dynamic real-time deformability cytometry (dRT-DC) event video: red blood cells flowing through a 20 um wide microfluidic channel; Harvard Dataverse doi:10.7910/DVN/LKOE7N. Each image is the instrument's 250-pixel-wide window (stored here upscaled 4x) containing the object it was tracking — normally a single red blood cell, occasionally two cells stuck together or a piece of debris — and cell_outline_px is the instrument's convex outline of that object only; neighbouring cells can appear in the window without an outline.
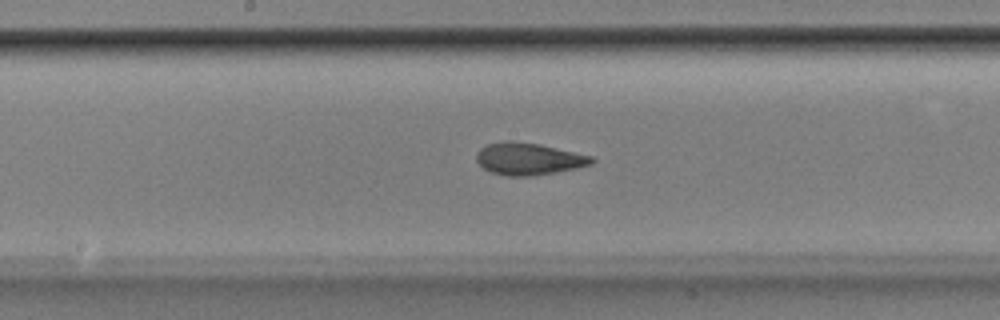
{"species": "Egyptian fruit bat (a non-hibernating species)", "species_latin": "Rousettus aegyptiacus", "temperature_condition": "room temperature", "stored_images_in_passage": 49, "camera_frame_rate_fps": 3000, "um_per_image_px": 0.085, "animal": {"sex": "male"}, "frame": {"image": 1, "passage_image": 24, "time_ms": 7.667, "image_size_px": [1000, 320], "cell_outline_px": [[596, 160], [592, 164], [576, 168], [556, 172], [532, 176], [504, 176], [492, 172], [484, 168], [476, 160], [476, 152], [480, 148], [488, 144], [504, 140], [512, 140], [540, 144], [592, 156]], "centroid_in_image_um": [44.92, 13.49], "position_along_channel_um": 203.3, "area_um2": 21.68}}
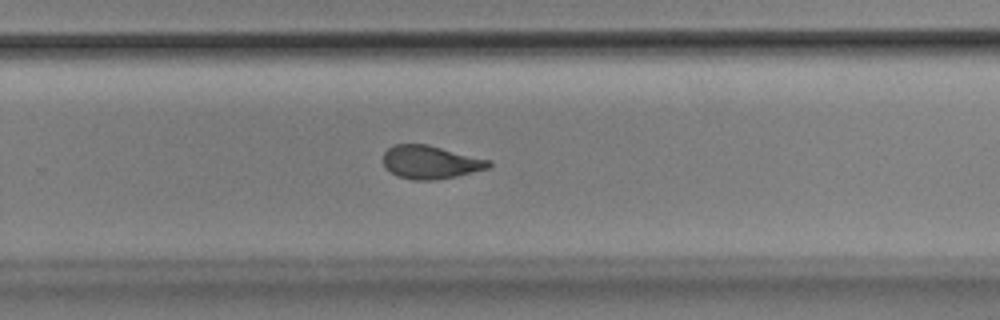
{"frame": {"image": 2, "passage_image": 31, "time_ms": 10.0, "image_size_px": [1000, 320], "cell_outline_px": [[492, 164], [488, 168], [456, 176], [436, 180], [412, 180], [396, 176], [384, 168], [384, 152], [392, 144], [428, 144], [492, 160]], "centroid_in_image_um": [36.58, 13.78], "position_along_channel_um": 293.2, "area_um2": 20.69}}
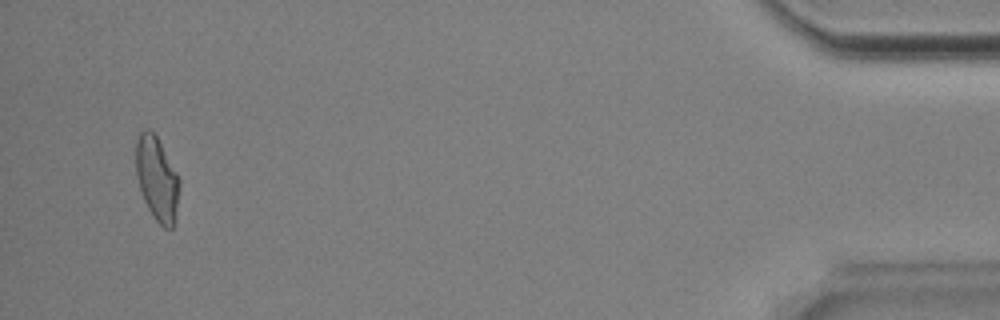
{"frame": {"image": 3, "passage_image": 47, "time_ms": 15.333, "image_size_px": [1000, 320], "cell_outline_px": [[180, 184], [176, 220], [172, 228], [164, 228], [152, 216], [144, 200], [140, 188], [136, 172], [136, 140], [140, 132], [148, 128], [156, 136], [176, 172], [180, 180]], "centroid_in_image_um": [13.35, 15.23], "position_along_channel_um": 421.8, "area_um2": 21.15}, "authors_computed_cell_mechanics": {"area_um2": 21.2704, "velocity_mm_per_s": 3.8949, "shape_relaxation_time_tau1_ms": 7.9269, "shape_relaxation_time_tau2_ms": 1.7655, "deformation_change_tau1": 0.2239, "deformation_change_tau2": 0.0879}}